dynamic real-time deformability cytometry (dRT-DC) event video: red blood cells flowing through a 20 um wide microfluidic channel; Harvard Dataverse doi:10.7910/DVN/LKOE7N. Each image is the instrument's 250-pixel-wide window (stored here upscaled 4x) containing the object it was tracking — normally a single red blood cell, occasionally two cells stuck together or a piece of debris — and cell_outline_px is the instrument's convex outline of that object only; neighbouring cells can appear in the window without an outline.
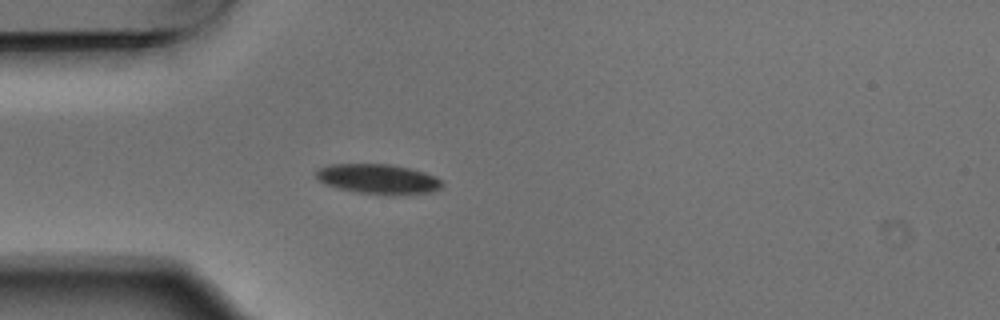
{"species": "Egyptian fruit bat (a non-hibernating species)", "species_latin": "Rousettus aegyptiacus", "temperature_condition": "warm", "stored_images_in_passage": 4, "camera_frame_rate_fps": 3000, "um_per_image_px": 0.085, "animal": {"sex": "male"}, "frame": {"image": 1, "passage_image": 4, "time_ms": 1.0, "image_size_px": [1000, 320], "cell_outline_px": [[444, 184], [440, 188], [428, 192], [392, 196], [356, 192], [324, 184], [316, 176], [316, 172], [320, 168], [328, 164], [392, 164], [412, 168], [436, 176], [444, 180]], "centroid_in_image_um": [32.2, 15.21], "position_along_channel_um": 52.8, "area_um2": 22.2}}